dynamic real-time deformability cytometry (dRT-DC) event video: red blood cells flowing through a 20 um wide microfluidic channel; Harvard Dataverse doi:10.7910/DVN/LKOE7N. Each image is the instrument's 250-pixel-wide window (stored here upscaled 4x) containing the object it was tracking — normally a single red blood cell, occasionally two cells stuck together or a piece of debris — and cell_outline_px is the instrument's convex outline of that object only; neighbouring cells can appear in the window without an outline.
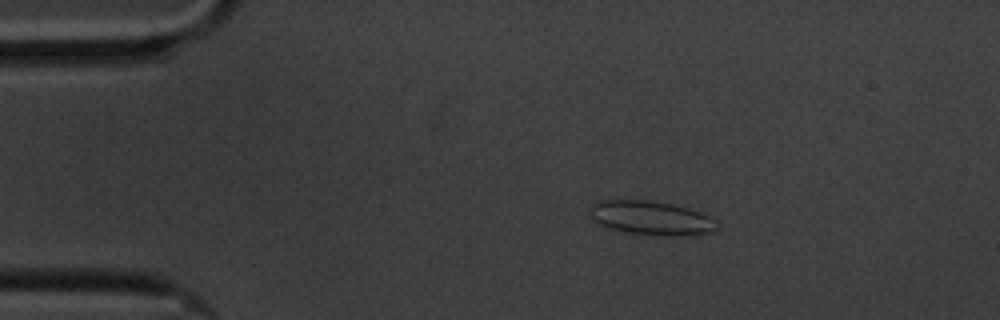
{"species": "common noctule bat (a hibernating species)", "species_latin": "Nyctalus noctula", "temperature_condition": "cold", "stored_images_in_passage": 60, "camera_frame_rate_fps": 3000, "um_per_image_px": 0.085, "animal": {"sex": "male", "body_mass_g": 20.1, "forearm_length_mm": 53.5}, "frame": {"image": 1, "passage_image": 11, "time_ms": 3.333, "image_size_px": [1000, 320], "cell_outline_px": [[716, 228], [712, 232], [672, 236], [664, 236], [624, 232], [608, 228], [596, 224], [592, 220], [592, 204], [596, 200], [648, 200], [672, 204], [688, 208], [700, 212], [716, 220]], "centroid_in_image_um": [55.3, 18.53], "position_along_channel_um": 29.7, "area_um2": 25.14}}
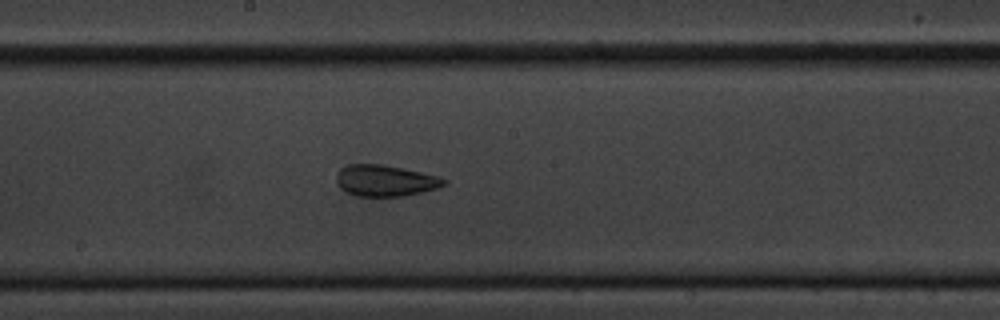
{"frame": {"image": 2, "passage_image": 32, "time_ms": 10.333, "image_size_px": [1000, 320], "cell_outline_px": [[448, 184], [436, 188], [404, 196], [356, 196], [340, 188], [336, 184], [336, 172], [340, 168], [348, 164], [380, 164], [440, 176], [448, 180]], "centroid_in_image_um": [32.73, 15.35], "position_along_channel_um": 215.5, "area_um2": 19.65}}
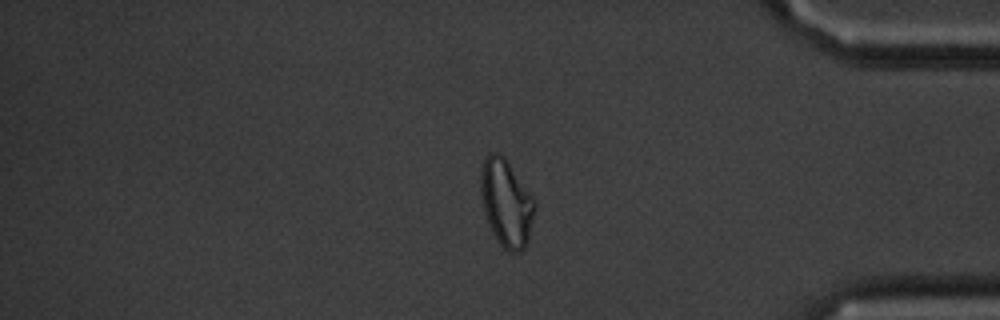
{"frame": {"image": 3, "passage_image": 50, "time_ms": 16.333, "image_size_px": [1000, 320], "cell_outline_px": [[536, 208], [528, 240], [524, 248], [520, 252], [508, 252], [500, 244], [492, 232], [484, 212], [480, 192], [480, 168], [484, 160], [492, 152], [496, 152], [504, 156], [536, 200]], "centroid_in_image_um": [43.04, 17.25], "position_along_channel_um": 392.2, "area_um2": 27.63}, "authors_computed_cell_mechanics": {"area_um2": 23.0622, "velocity_mm_per_s": 3.357, "shape_relaxation_time_tau1_ms": null, "shape_relaxation_time_tau2_ms": 2.2428, "deformation_change_tau1": null, "deformation_change_tau2": 0.0779}}